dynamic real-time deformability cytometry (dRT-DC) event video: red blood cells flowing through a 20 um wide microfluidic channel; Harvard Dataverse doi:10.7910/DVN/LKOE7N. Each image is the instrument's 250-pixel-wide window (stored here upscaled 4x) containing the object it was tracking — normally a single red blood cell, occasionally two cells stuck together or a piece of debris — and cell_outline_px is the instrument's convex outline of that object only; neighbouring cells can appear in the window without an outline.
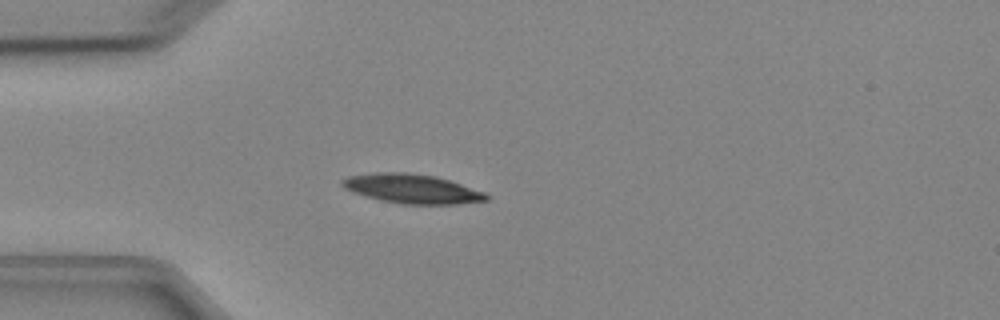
{"species": "Egyptian fruit bat (a non-hibernating species)", "species_latin": "Rousettus aegyptiacus", "temperature_condition": "cold", "stored_images_in_passage": 5, "camera_frame_rate_fps": 3000, "um_per_image_px": 0.085, "animal": {"sex": "female"}, "frame": {"image": 1, "passage_image": 5, "time_ms": 4.333, "image_size_px": [1000, 320], "cell_outline_px": [[488, 200], [456, 204], [400, 204], [380, 200], [364, 196], [352, 192], [344, 188], [340, 184], [340, 180], [348, 176], [372, 172], [404, 172], [432, 176], [448, 180], [484, 192], [488, 196]], "centroid_in_image_um": [34.93, 16.04], "position_along_channel_um": 50.1, "area_um2": 24.51}}